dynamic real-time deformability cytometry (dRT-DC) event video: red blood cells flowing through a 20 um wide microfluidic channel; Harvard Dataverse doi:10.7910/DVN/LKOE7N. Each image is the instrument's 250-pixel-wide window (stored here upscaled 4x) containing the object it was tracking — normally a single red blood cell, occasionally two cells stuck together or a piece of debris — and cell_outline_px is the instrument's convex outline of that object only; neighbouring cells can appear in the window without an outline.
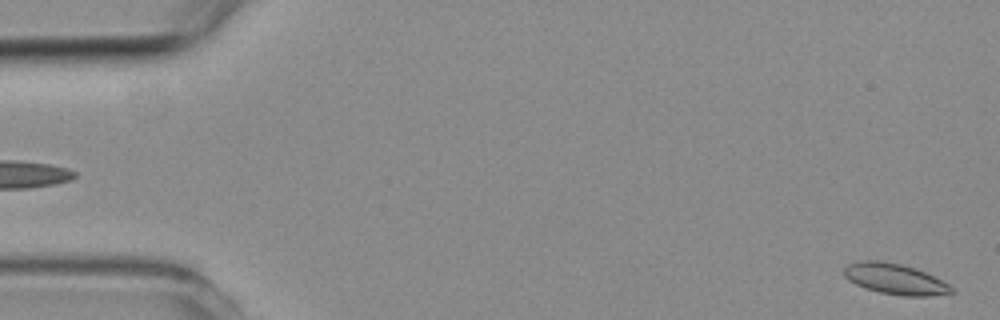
{"species": "common noctule bat (a hibernating species)", "species_latin": "Nyctalus noctula", "temperature_condition": "room temperature", "stored_images_in_passage": 5, "segment_of_instrument_passage": [2, 2], "camera_frame_rate_fps": 3000, "um_per_image_px": 0.085, "animal": {"sex": "female", "body_mass_g": 19.3, "forearm_length_mm": 54.1}, "frame": {"image": 1, "passage_image": 5, "time_ms": 4.667, "image_size_px": [1000, 320], "cell_outline_px": [[956, 292], [928, 296], [904, 296], [880, 292], [864, 288], [848, 280], [844, 276], [844, 268], [848, 264], [856, 260], [880, 260], [900, 264], [916, 268], [948, 284]], "centroid_in_image_um": [76.03, 23.7], "position_along_channel_um": 9.0, "area_um2": 19.19}}